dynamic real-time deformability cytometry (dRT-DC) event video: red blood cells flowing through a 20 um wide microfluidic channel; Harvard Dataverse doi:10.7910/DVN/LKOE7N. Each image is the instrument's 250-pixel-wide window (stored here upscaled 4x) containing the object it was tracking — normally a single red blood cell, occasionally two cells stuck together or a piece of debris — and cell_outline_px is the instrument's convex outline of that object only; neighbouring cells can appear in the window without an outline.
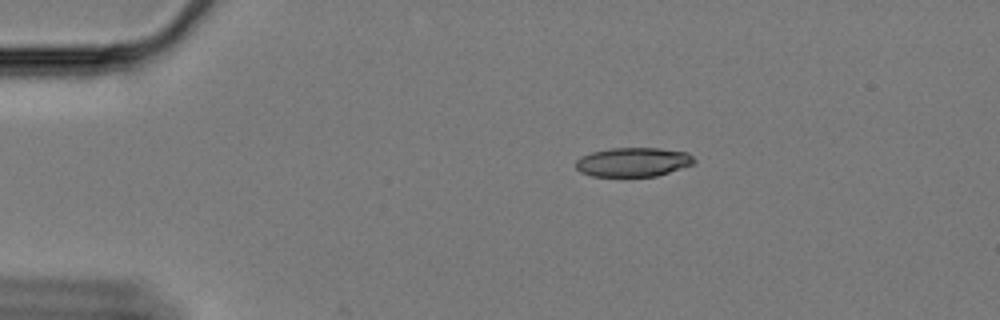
{"species": "Egyptian fruit bat (a non-hibernating species)", "species_latin": "Rousettus aegyptiacus", "temperature_condition": "cold", "stored_images_in_passage": 51, "camera_frame_rate_fps": 3000, "um_per_image_px": 0.085, "animal": {"sex": "female"}, "frame": {"image": 1, "passage_image": 2, "time_ms": 0.333, "image_size_px": [1000, 320], "cell_outline_px": [[696, 160], [692, 164], [656, 176], [592, 176], [580, 172], [576, 168], [576, 160], [580, 156], [592, 152], [612, 148], [660, 148], [688, 152]], "centroid_in_image_um": [53.79, 13.77], "position_along_channel_um": 31.2, "area_um2": 20.0}}
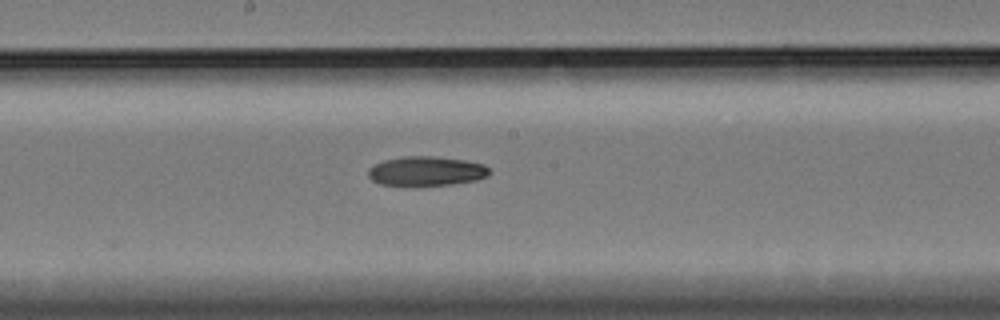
{"frame": {"image": 2, "passage_image": 23, "time_ms": 7.333, "image_size_px": [1000, 320], "cell_outline_px": [[492, 172], [488, 176], [476, 180], [448, 184], [380, 184], [372, 180], [368, 176], [368, 168], [384, 160], [404, 156], [436, 156], [464, 160], [484, 164]], "centroid_in_image_um": [36.26, 14.52], "position_along_channel_um": 211.9, "area_um2": 20.4}}
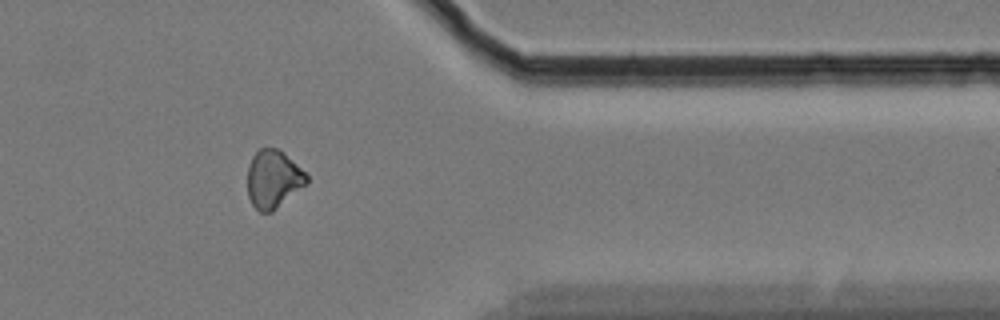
{"frame": {"image": 3, "passage_image": 40, "time_ms": 13.0, "image_size_px": [1000, 320], "cell_outline_px": [[308, 184], [272, 212], [260, 212], [252, 204], [248, 196], [248, 168], [252, 156], [260, 148], [280, 148], [308, 176]], "centroid_in_image_um": [23.24, 15.23], "position_along_channel_um": 388.2, "area_um2": 20.06}}